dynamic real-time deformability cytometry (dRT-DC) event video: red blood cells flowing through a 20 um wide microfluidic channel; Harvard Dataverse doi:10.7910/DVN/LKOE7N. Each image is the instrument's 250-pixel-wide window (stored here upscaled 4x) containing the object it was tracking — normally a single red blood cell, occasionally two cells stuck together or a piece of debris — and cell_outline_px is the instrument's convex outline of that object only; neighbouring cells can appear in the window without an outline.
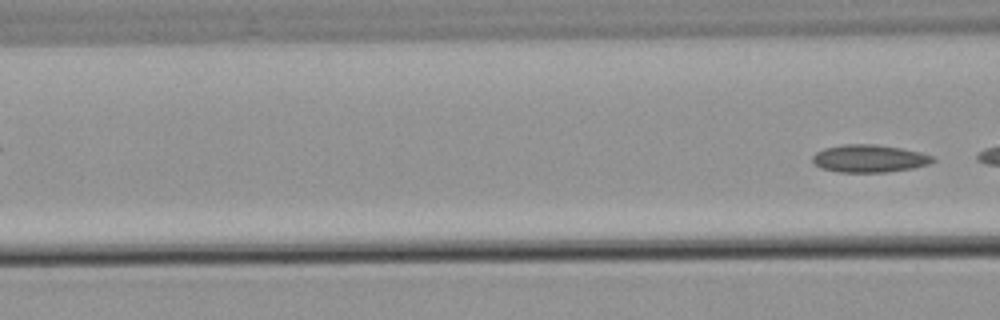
{"species": "common noctule bat (a hibernating species)", "species_latin": "Nyctalus noctula", "temperature_condition": "warm", "stored_images_in_passage": 5, "segment_of_instrument_passage": [2, 2], "camera_frame_rate_fps": 3000, "um_per_image_px": 0.085, "animal": {"sex": "male", "body_mass_g": 21.5, "forearm_length_mm": 52.0}, "frame": {"image": 1, "passage_image": 5, "time_ms": 4.667, "image_size_px": [1000, 320], "cell_outline_px": [[936, 160], [928, 164], [912, 168], [884, 172], [840, 172], [820, 168], [812, 164], [812, 156], [816, 152], [824, 148], [844, 144], [872, 144], [900, 148], [920, 152], [936, 156]], "centroid_in_image_um": [73.87, 13.47], "position_along_channel_um": 92.7, "area_um2": 19.42}}